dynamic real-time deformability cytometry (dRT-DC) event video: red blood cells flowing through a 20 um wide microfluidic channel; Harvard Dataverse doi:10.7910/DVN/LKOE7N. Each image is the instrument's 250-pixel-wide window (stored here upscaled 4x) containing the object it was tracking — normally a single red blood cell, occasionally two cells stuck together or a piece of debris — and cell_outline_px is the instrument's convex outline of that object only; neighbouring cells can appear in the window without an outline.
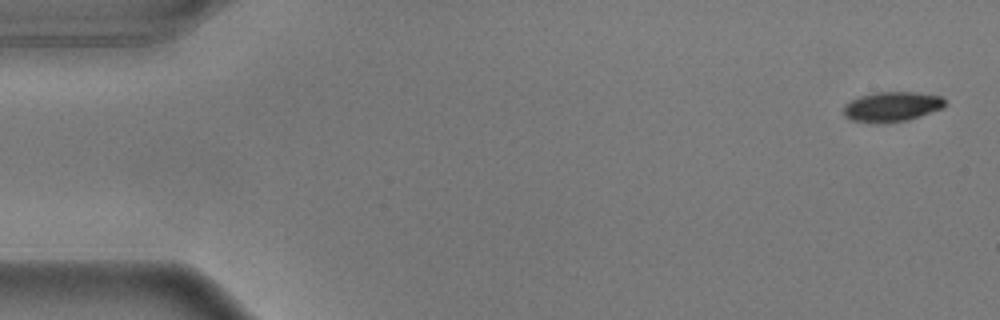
{"species": "common noctule bat (a hibernating species)", "species_latin": "Nyctalus noctula", "temperature_condition": "warm", "stored_images_in_passage": 55, "camera_frame_rate_fps": 3000, "um_per_image_px": 0.085, "animal": {"sex": "male", "body_mass_g": 17.9}, "frame": {"image": 1, "passage_image": 1, "time_ms": 0.0, "image_size_px": [1000, 320], "cell_outline_px": [[948, 104], [944, 108], [908, 120], [884, 124], [852, 120], [844, 116], [844, 104], [860, 96], [872, 92], [916, 92], [940, 96]], "centroid_in_image_um": [75.83, 9.07], "position_along_channel_um": 9.2, "area_um2": 17.86}}
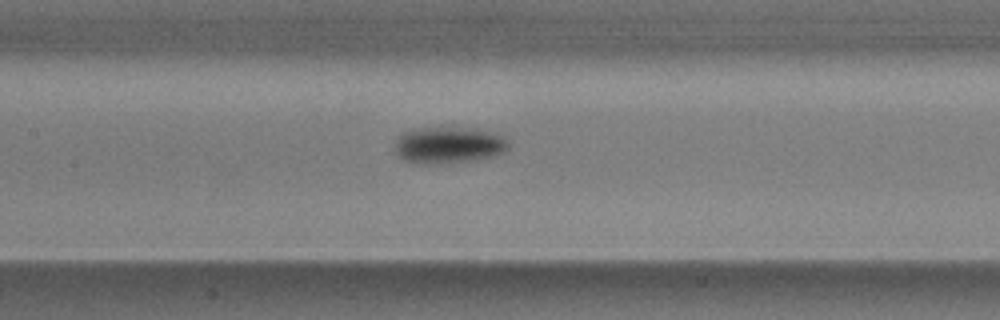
{"frame": {"image": 2, "passage_image": 25, "time_ms": 8.0, "image_size_px": [1000, 320], "cell_outline_px": [[508, 148], [504, 152], [492, 156], [476, 160], [428, 164], [420, 164], [404, 160], [396, 152], [396, 140], [404, 132], [412, 128], [464, 128], [492, 132], [504, 136], [508, 140]], "centroid_in_image_um": [38.14, 12.33], "position_along_channel_um": 169.3, "area_um2": 23.99}}
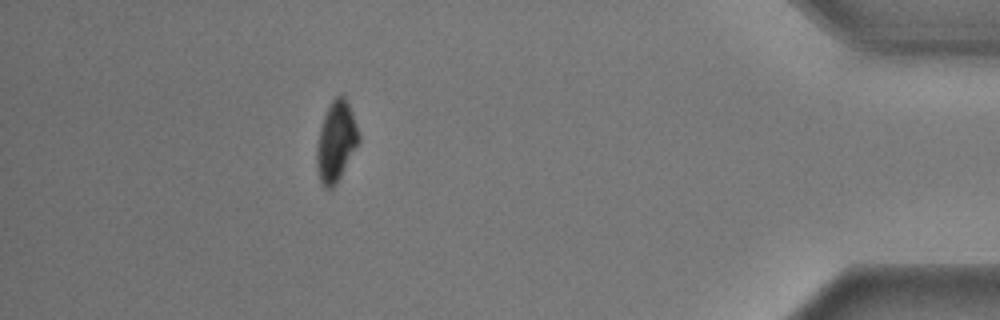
{"frame": {"image": 3, "passage_image": 49, "time_ms": 16.0, "image_size_px": [1000, 320], "cell_outline_px": [[360, 140], [336, 184], [332, 188], [324, 188], [320, 180], [316, 168], [316, 144], [320, 128], [324, 116], [332, 100], [336, 96], [344, 96], [352, 112], [360, 136]], "centroid_in_image_um": [28.55, 12.05], "position_along_channel_um": 406.7, "area_um2": 19.42}, "authors_computed_cell_mechanics": {"area_um2": 20.4612, "velocity_mm_per_s": 3.6151, "shape_relaxation_time_tau1_ms": 2.2802, "shape_relaxation_time_tau2_ms": null, "deformation_change_tau1": 0.1487, "deformation_change_tau2": null}}